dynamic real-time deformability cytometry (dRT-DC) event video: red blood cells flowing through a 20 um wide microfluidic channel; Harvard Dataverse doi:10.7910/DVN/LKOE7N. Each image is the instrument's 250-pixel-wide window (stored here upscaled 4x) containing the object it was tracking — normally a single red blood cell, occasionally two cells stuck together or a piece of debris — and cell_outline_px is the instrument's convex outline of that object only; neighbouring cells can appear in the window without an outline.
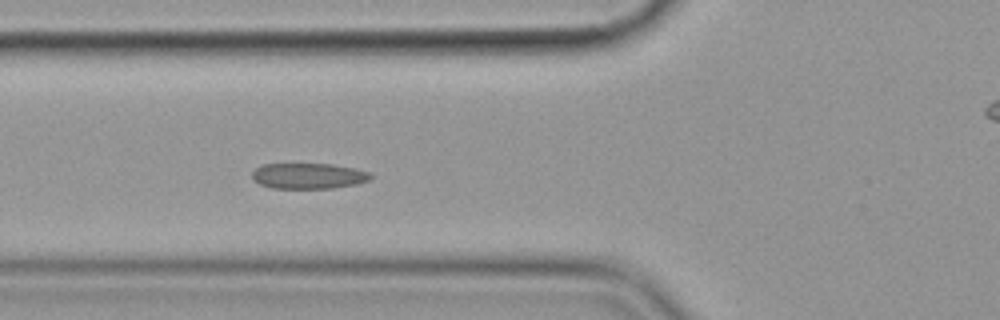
{"species": "common noctule bat (a hibernating species)", "species_latin": "Nyctalus noctula", "temperature_condition": "cold", "stored_images_in_passage": 50, "camera_frame_rate_fps": 3000, "um_per_image_px": 0.085, "animal": {"sex": "female", "body_mass_g": 19.9}, "frame": {"image": 1, "passage_image": 14, "time_ms": 4.333, "image_size_px": [1000, 320], "cell_outline_px": [[372, 176], [368, 180], [356, 184], [332, 188], [272, 188], [260, 184], [252, 180], [252, 172], [256, 168], [264, 164], [332, 164], [356, 168], [368, 172]], "centroid_in_image_um": [26.2, 14.95], "position_along_channel_um": 99.6, "area_um2": 17.69}}
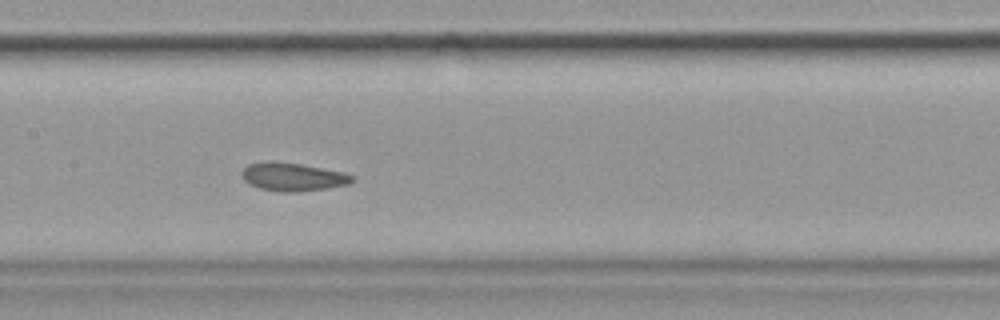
{"frame": {"image": 2, "passage_image": 21, "time_ms": 6.667, "image_size_px": [1000, 320], "cell_outline_px": [[356, 180], [348, 184], [328, 188], [296, 192], [280, 192], [260, 188], [248, 184], [240, 176], [240, 172], [248, 164], [264, 160], [272, 160], [300, 164], [344, 172], [352, 176]], "centroid_in_image_um": [24.83, 15.02], "position_along_channel_um": 182.6, "area_um2": 18.44}}
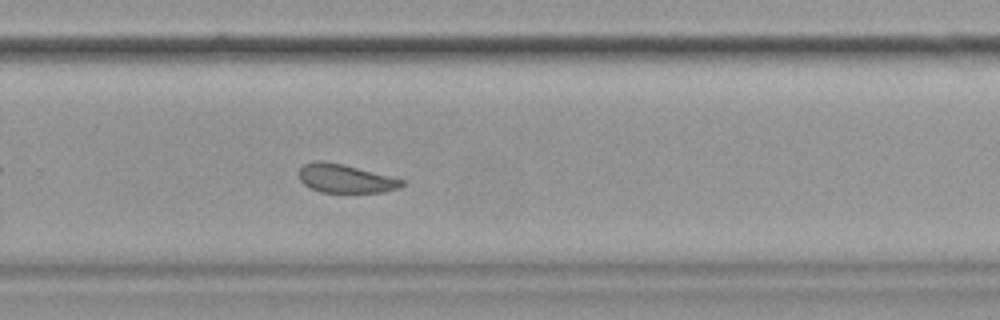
{"frame": {"image": 3, "passage_image": 31, "time_ms": 10.0, "image_size_px": [1000, 320], "cell_outline_px": [[404, 184], [400, 188], [384, 192], [320, 192], [304, 184], [300, 180], [300, 168], [304, 164], [316, 160], [324, 160], [344, 164], [404, 180]], "centroid_in_image_um": [29.36, 15.17], "position_along_channel_um": 300.4, "area_um2": 17.05}, "authors_computed_cell_mechanics": {"area_um2": 18.6116, "velocity_mm_per_s": 3.5538, "shape_relaxation_time_tau1_ms": 8.592, "shape_relaxation_time_tau2_ms": 3.0664, "deformation_change_tau1": 0.1522, "deformation_change_tau2": 0.0988}}